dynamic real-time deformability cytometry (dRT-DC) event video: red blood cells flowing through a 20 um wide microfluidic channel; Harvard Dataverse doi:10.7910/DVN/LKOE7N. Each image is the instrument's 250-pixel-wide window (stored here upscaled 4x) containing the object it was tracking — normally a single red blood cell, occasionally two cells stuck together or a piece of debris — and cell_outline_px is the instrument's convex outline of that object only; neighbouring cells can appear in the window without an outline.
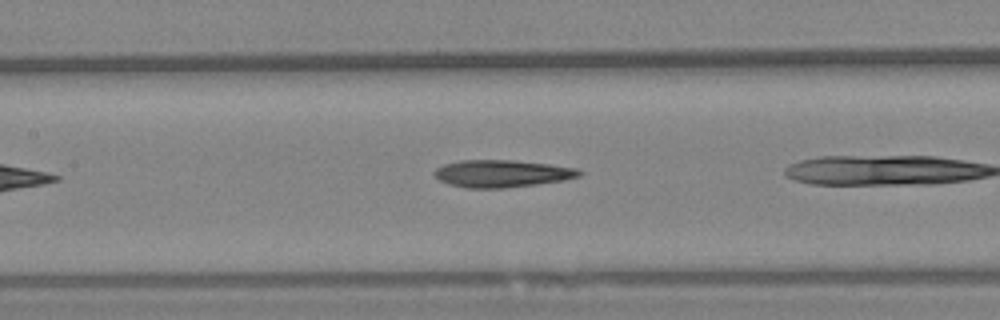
{"species": "Egyptian fruit bat (a non-hibernating species)", "species_latin": "Rousettus aegyptiacus", "temperature_condition": "warm", "stored_images_in_passage": 21, "camera_frame_rate_fps": 3000, "um_per_image_px": 0.085, "animal": {"sex": "female"}, "frame": {"image": 1, "passage_image": 9, "time_ms": 2.667, "image_size_px": [1000, 320], "cell_outline_px": [[584, 172], [580, 176], [564, 180], [536, 184], [504, 188], [468, 188], [448, 184], [440, 180], [432, 172], [436, 168], [444, 164], [460, 160], [512, 160], [548, 164], [576, 168]], "centroid_in_image_um": [42.65, 14.75], "position_along_channel_um": 164.7, "area_um2": 23.0}}
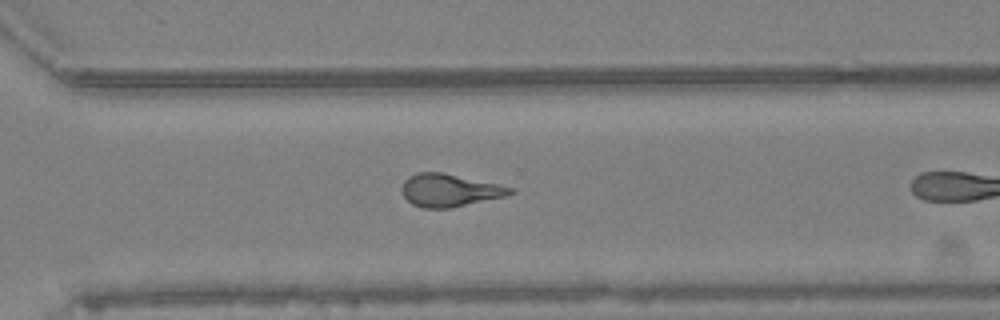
{"frame": {"image": 2, "passage_image": 20, "time_ms": 6.333, "image_size_px": [1000, 320], "cell_outline_px": [[516, 192], [504, 196], [452, 208], [424, 208], [412, 204], [404, 196], [400, 188], [404, 180], [408, 176], [416, 172], [440, 172], [516, 188]], "centroid_in_image_um": [38.18, 16.17], "position_along_channel_um": 332.4, "area_um2": 20.58}}